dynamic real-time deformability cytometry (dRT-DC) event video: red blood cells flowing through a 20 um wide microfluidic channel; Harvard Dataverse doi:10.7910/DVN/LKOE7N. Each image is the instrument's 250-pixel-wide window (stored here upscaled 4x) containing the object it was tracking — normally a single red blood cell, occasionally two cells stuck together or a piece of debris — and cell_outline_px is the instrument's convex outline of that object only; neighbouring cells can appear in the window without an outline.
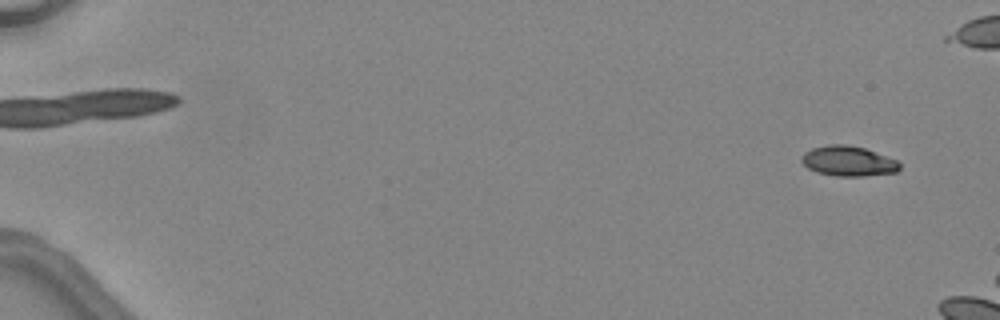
{"species": "common noctule bat (a hibernating species)", "species_latin": "Nyctalus noctula", "temperature_condition": "warm", "stored_images_in_passage": 3, "camera_frame_rate_fps": 3000, "um_per_image_px": 0.085, "animal": {"sex": "female", "body_mass_g": 24.6, "forearm_length_mm": 56.2}, "frame": {"image": 1, "passage_image": 3, "time_ms": 2.333, "image_size_px": [1000, 320], "cell_outline_px": [[900, 168], [896, 172], [864, 176], [836, 176], [816, 172], [808, 168], [800, 160], [800, 156], [804, 152], [812, 148], [828, 144], [848, 144], [864, 148], [896, 160], [900, 164]], "centroid_in_image_um": [72.06, 13.69], "position_along_channel_um": 12.9, "area_um2": 17.22}}